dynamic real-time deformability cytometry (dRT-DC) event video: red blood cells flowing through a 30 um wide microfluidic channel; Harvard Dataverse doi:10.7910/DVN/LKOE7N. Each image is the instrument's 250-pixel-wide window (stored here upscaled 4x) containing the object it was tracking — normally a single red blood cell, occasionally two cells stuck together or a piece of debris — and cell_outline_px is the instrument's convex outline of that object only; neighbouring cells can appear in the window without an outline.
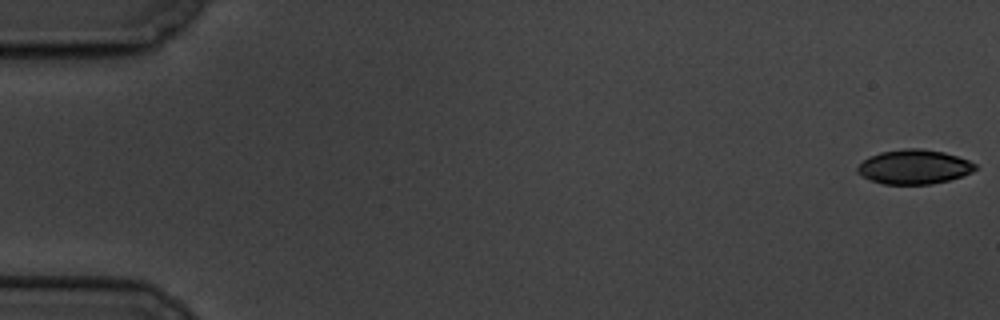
{"species": "common noctule bat (a hibernating species)", "species_latin": "Nyctalus noctula", "temperature_condition": "cold", "stored_images_in_passage": 6, "camera_frame_rate_fps": 3000, "um_per_image_px": 0.085, "animal": {"sex": "male", "body_mass_g": 19.5, "forearm_length_mm": 54.6}, "frame": {"image": 1, "passage_image": 1, "time_ms": 0.0, "image_size_px": [1000, 320], "cell_outline_px": [[976, 168], [972, 172], [948, 180], [932, 184], [884, 184], [860, 176], [856, 172], [856, 168], [868, 156], [880, 152], [904, 148], [920, 148], [944, 152], [968, 160], [976, 164]], "centroid_in_image_um": [77.66, 14.18], "position_along_channel_um": 7.3, "area_um2": 23.58}}
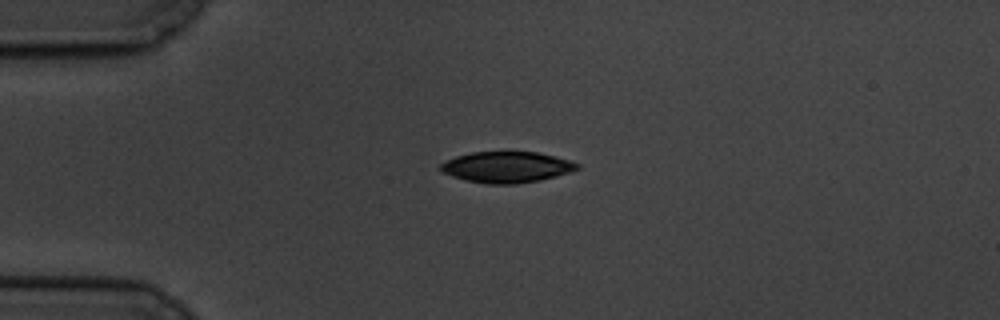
{"frame": {"image": 2, "passage_image": 5, "time_ms": 4.667, "image_size_px": [1000, 320], "cell_outline_px": [[580, 168], [572, 172], [540, 180], [516, 184], [488, 184], [464, 180], [440, 172], [440, 164], [444, 160], [456, 156], [472, 152], [536, 152], [556, 156], [580, 164]], "centroid_in_image_um": [43.05, 14.21], "position_along_channel_um": 41.9, "area_um2": 24.91}}